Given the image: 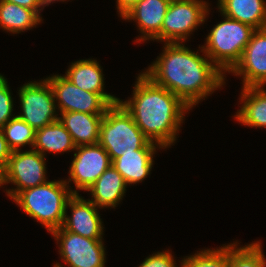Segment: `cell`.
<instances>
[{"label":"cell","instance_id":"25","mask_svg":"<svg viewBox=\"0 0 266 267\" xmlns=\"http://www.w3.org/2000/svg\"><path fill=\"white\" fill-rule=\"evenodd\" d=\"M181 261L183 267H230L229 244L214 250H201Z\"/></svg>","mask_w":266,"mask_h":267},{"label":"cell","instance_id":"1","mask_svg":"<svg viewBox=\"0 0 266 267\" xmlns=\"http://www.w3.org/2000/svg\"><path fill=\"white\" fill-rule=\"evenodd\" d=\"M156 61L143 73L178 96L191 109L225 85V75L205 54L183 43H165Z\"/></svg>","mask_w":266,"mask_h":267},{"label":"cell","instance_id":"21","mask_svg":"<svg viewBox=\"0 0 266 267\" xmlns=\"http://www.w3.org/2000/svg\"><path fill=\"white\" fill-rule=\"evenodd\" d=\"M33 149L45 156L46 152L63 153L75 151L76 145L70 133L58 120L36 130Z\"/></svg>","mask_w":266,"mask_h":267},{"label":"cell","instance_id":"10","mask_svg":"<svg viewBox=\"0 0 266 267\" xmlns=\"http://www.w3.org/2000/svg\"><path fill=\"white\" fill-rule=\"evenodd\" d=\"M52 88L57 110L61 112H82L105 114L112 104L103 96L83 90L63 75L46 78ZM58 101V102H57Z\"/></svg>","mask_w":266,"mask_h":267},{"label":"cell","instance_id":"2","mask_svg":"<svg viewBox=\"0 0 266 267\" xmlns=\"http://www.w3.org/2000/svg\"><path fill=\"white\" fill-rule=\"evenodd\" d=\"M119 103L132 116L135 124L152 142L162 148L175 143L186 111L190 107L166 88L156 85L143 72L135 81L132 98Z\"/></svg>","mask_w":266,"mask_h":267},{"label":"cell","instance_id":"16","mask_svg":"<svg viewBox=\"0 0 266 267\" xmlns=\"http://www.w3.org/2000/svg\"><path fill=\"white\" fill-rule=\"evenodd\" d=\"M63 76L83 90L103 95L112 105L119 103L120 98L104 92L102 67L95 59L72 62Z\"/></svg>","mask_w":266,"mask_h":267},{"label":"cell","instance_id":"20","mask_svg":"<svg viewBox=\"0 0 266 267\" xmlns=\"http://www.w3.org/2000/svg\"><path fill=\"white\" fill-rule=\"evenodd\" d=\"M241 109L234 116L239 123L249 127L266 128V89L242 87Z\"/></svg>","mask_w":266,"mask_h":267},{"label":"cell","instance_id":"17","mask_svg":"<svg viewBox=\"0 0 266 267\" xmlns=\"http://www.w3.org/2000/svg\"><path fill=\"white\" fill-rule=\"evenodd\" d=\"M59 120L70 133L76 147L99 143L104 114L61 112Z\"/></svg>","mask_w":266,"mask_h":267},{"label":"cell","instance_id":"14","mask_svg":"<svg viewBox=\"0 0 266 267\" xmlns=\"http://www.w3.org/2000/svg\"><path fill=\"white\" fill-rule=\"evenodd\" d=\"M170 0H140L122 19L136 21L142 33L135 42L153 40L160 32Z\"/></svg>","mask_w":266,"mask_h":267},{"label":"cell","instance_id":"7","mask_svg":"<svg viewBox=\"0 0 266 267\" xmlns=\"http://www.w3.org/2000/svg\"><path fill=\"white\" fill-rule=\"evenodd\" d=\"M51 234L59 244L61 259L69 267H105L106 251L102 239L86 238L61 227ZM53 267L63 266L56 262Z\"/></svg>","mask_w":266,"mask_h":267},{"label":"cell","instance_id":"31","mask_svg":"<svg viewBox=\"0 0 266 267\" xmlns=\"http://www.w3.org/2000/svg\"><path fill=\"white\" fill-rule=\"evenodd\" d=\"M40 2V4L43 6V7H46V5L48 6L49 4H51V2H54V1H60V0H38Z\"/></svg>","mask_w":266,"mask_h":267},{"label":"cell","instance_id":"29","mask_svg":"<svg viewBox=\"0 0 266 267\" xmlns=\"http://www.w3.org/2000/svg\"><path fill=\"white\" fill-rule=\"evenodd\" d=\"M5 1L34 10L39 16H40V11L43 10L44 8L38 0H5Z\"/></svg>","mask_w":266,"mask_h":267},{"label":"cell","instance_id":"9","mask_svg":"<svg viewBox=\"0 0 266 267\" xmlns=\"http://www.w3.org/2000/svg\"><path fill=\"white\" fill-rule=\"evenodd\" d=\"M12 151L3 171L4 184H14L16 188L6 189L7 196L13 198L18 192L46 183V160L38 151Z\"/></svg>","mask_w":266,"mask_h":267},{"label":"cell","instance_id":"22","mask_svg":"<svg viewBox=\"0 0 266 267\" xmlns=\"http://www.w3.org/2000/svg\"><path fill=\"white\" fill-rule=\"evenodd\" d=\"M41 21L42 17L34 10L0 0V28L3 30L17 34L36 27Z\"/></svg>","mask_w":266,"mask_h":267},{"label":"cell","instance_id":"3","mask_svg":"<svg viewBox=\"0 0 266 267\" xmlns=\"http://www.w3.org/2000/svg\"><path fill=\"white\" fill-rule=\"evenodd\" d=\"M73 194L78 192L71 190L65 180H48L44 184L18 192L12 200L52 233L62 227L66 204Z\"/></svg>","mask_w":266,"mask_h":267},{"label":"cell","instance_id":"32","mask_svg":"<svg viewBox=\"0 0 266 267\" xmlns=\"http://www.w3.org/2000/svg\"><path fill=\"white\" fill-rule=\"evenodd\" d=\"M4 185V174L3 170L0 169V186Z\"/></svg>","mask_w":266,"mask_h":267},{"label":"cell","instance_id":"15","mask_svg":"<svg viewBox=\"0 0 266 267\" xmlns=\"http://www.w3.org/2000/svg\"><path fill=\"white\" fill-rule=\"evenodd\" d=\"M157 148L162 147L149 141L134 153L123 154L112 160V166L122 175L127 185L142 182L150 175L154 163L153 155Z\"/></svg>","mask_w":266,"mask_h":267},{"label":"cell","instance_id":"4","mask_svg":"<svg viewBox=\"0 0 266 267\" xmlns=\"http://www.w3.org/2000/svg\"><path fill=\"white\" fill-rule=\"evenodd\" d=\"M223 17L225 20L210 30L206 44L199 48H202L201 52L225 74L241 60L244 49L256 29L225 15Z\"/></svg>","mask_w":266,"mask_h":267},{"label":"cell","instance_id":"11","mask_svg":"<svg viewBox=\"0 0 266 267\" xmlns=\"http://www.w3.org/2000/svg\"><path fill=\"white\" fill-rule=\"evenodd\" d=\"M74 159L70 165L69 178L76 190L86 191L112 165L110 156L98 143L94 145L77 146Z\"/></svg>","mask_w":266,"mask_h":267},{"label":"cell","instance_id":"28","mask_svg":"<svg viewBox=\"0 0 266 267\" xmlns=\"http://www.w3.org/2000/svg\"><path fill=\"white\" fill-rule=\"evenodd\" d=\"M11 153L12 150L8 147L3 131L0 128V169L3 171L7 166Z\"/></svg>","mask_w":266,"mask_h":267},{"label":"cell","instance_id":"18","mask_svg":"<svg viewBox=\"0 0 266 267\" xmlns=\"http://www.w3.org/2000/svg\"><path fill=\"white\" fill-rule=\"evenodd\" d=\"M126 188L122 175L111 165L86 191L91 192L93 205L104 209L117 207Z\"/></svg>","mask_w":266,"mask_h":267},{"label":"cell","instance_id":"6","mask_svg":"<svg viewBox=\"0 0 266 267\" xmlns=\"http://www.w3.org/2000/svg\"><path fill=\"white\" fill-rule=\"evenodd\" d=\"M209 5L204 0L171 1L161 32L153 39L164 43H184L197 27L205 22Z\"/></svg>","mask_w":266,"mask_h":267},{"label":"cell","instance_id":"23","mask_svg":"<svg viewBox=\"0 0 266 267\" xmlns=\"http://www.w3.org/2000/svg\"><path fill=\"white\" fill-rule=\"evenodd\" d=\"M236 243L229 244L230 267H266V259L260 241L238 247Z\"/></svg>","mask_w":266,"mask_h":267},{"label":"cell","instance_id":"5","mask_svg":"<svg viewBox=\"0 0 266 267\" xmlns=\"http://www.w3.org/2000/svg\"><path fill=\"white\" fill-rule=\"evenodd\" d=\"M149 141L120 103L112 105L104 114L99 144L106 150L111 161L123 154L134 153Z\"/></svg>","mask_w":266,"mask_h":267},{"label":"cell","instance_id":"8","mask_svg":"<svg viewBox=\"0 0 266 267\" xmlns=\"http://www.w3.org/2000/svg\"><path fill=\"white\" fill-rule=\"evenodd\" d=\"M18 94L22 113L17 116L35 130L59 120L54 94L46 79L25 83Z\"/></svg>","mask_w":266,"mask_h":267},{"label":"cell","instance_id":"13","mask_svg":"<svg viewBox=\"0 0 266 267\" xmlns=\"http://www.w3.org/2000/svg\"><path fill=\"white\" fill-rule=\"evenodd\" d=\"M78 194H73L67 201L66 208L71 209V216L65 210L62 229L90 239H102L103 224L98 208L90 199L85 200Z\"/></svg>","mask_w":266,"mask_h":267},{"label":"cell","instance_id":"27","mask_svg":"<svg viewBox=\"0 0 266 267\" xmlns=\"http://www.w3.org/2000/svg\"><path fill=\"white\" fill-rule=\"evenodd\" d=\"M169 251L165 250L149 255L138 267H178L172 253Z\"/></svg>","mask_w":266,"mask_h":267},{"label":"cell","instance_id":"19","mask_svg":"<svg viewBox=\"0 0 266 267\" xmlns=\"http://www.w3.org/2000/svg\"><path fill=\"white\" fill-rule=\"evenodd\" d=\"M221 16L225 15L255 29L266 28V2L264 0H218Z\"/></svg>","mask_w":266,"mask_h":267},{"label":"cell","instance_id":"26","mask_svg":"<svg viewBox=\"0 0 266 267\" xmlns=\"http://www.w3.org/2000/svg\"><path fill=\"white\" fill-rule=\"evenodd\" d=\"M9 88L6 78L0 74V128H2L11 118L15 117L12 114L14 104Z\"/></svg>","mask_w":266,"mask_h":267},{"label":"cell","instance_id":"30","mask_svg":"<svg viewBox=\"0 0 266 267\" xmlns=\"http://www.w3.org/2000/svg\"><path fill=\"white\" fill-rule=\"evenodd\" d=\"M140 0H117V9L119 12L118 14L122 18L129 10H131L136 3H138Z\"/></svg>","mask_w":266,"mask_h":267},{"label":"cell","instance_id":"24","mask_svg":"<svg viewBox=\"0 0 266 267\" xmlns=\"http://www.w3.org/2000/svg\"><path fill=\"white\" fill-rule=\"evenodd\" d=\"M8 147L12 150H20L21 146H34L36 130L17 115L11 118L2 128Z\"/></svg>","mask_w":266,"mask_h":267},{"label":"cell","instance_id":"12","mask_svg":"<svg viewBox=\"0 0 266 267\" xmlns=\"http://www.w3.org/2000/svg\"><path fill=\"white\" fill-rule=\"evenodd\" d=\"M242 76V87L266 85V28L256 29L244 49L241 60L229 72Z\"/></svg>","mask_w":266,"mask_h":267}]
</instances>
